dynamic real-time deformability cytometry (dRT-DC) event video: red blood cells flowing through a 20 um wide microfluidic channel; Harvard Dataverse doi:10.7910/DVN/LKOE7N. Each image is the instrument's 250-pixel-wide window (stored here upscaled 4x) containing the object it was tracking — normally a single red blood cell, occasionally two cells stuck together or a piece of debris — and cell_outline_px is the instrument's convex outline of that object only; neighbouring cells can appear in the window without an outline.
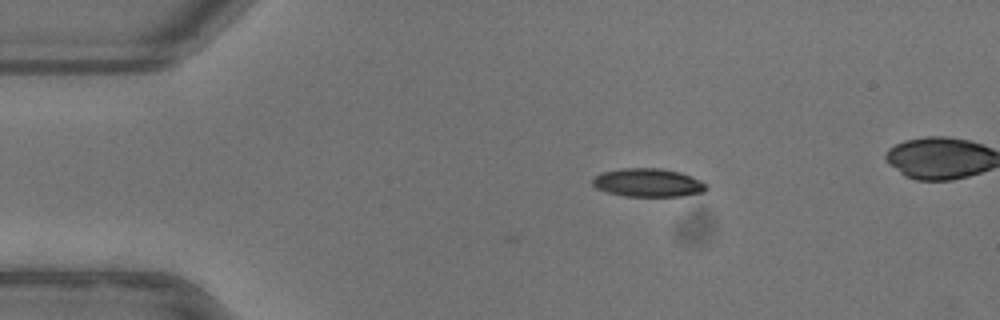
{"species": "common noctule bat (a hibernating species)", "species_latin": "Nyctalus noctula", "temperature_condition": "warm", "stored_images_in_passage": 3, "camera_frame_rate_fps": 3000, "um_per_image_px": 0.085, "animal": {"sex": "female"}, "frame": {"image": 1, "passage_image": 1, "time_ms": 0.0, "image_size_px": [1000, 320], "cell_outline_px": [[708, 188], [704, 192], [680, 196], [624, 196], [608, 192], [596, 188], [592, 184], [592, 180], [600, 172], [620, 168], [664, 168], [680, 172], [700, 180], [708, 184]], "centroid_in_image_um": [55.09, 15.52], "position_along_channel_um": 29.9, "area_um2": 18.96}}